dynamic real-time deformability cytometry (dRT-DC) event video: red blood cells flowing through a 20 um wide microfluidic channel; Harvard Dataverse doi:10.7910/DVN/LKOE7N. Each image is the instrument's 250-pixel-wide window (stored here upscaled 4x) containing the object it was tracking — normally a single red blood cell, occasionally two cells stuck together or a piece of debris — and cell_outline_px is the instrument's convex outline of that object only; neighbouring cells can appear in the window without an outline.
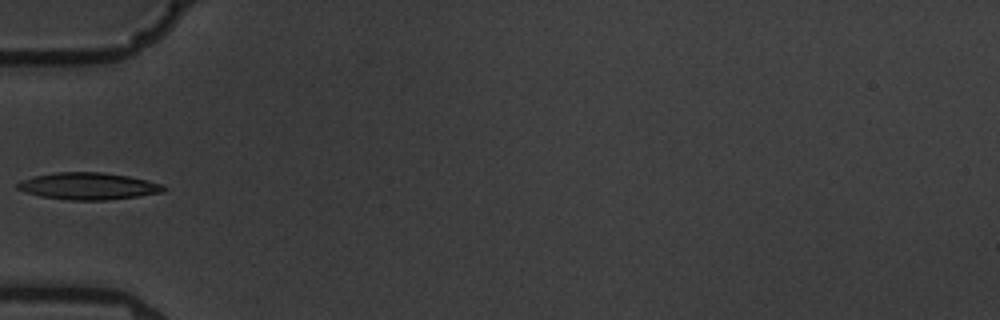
{"species": "common noctule bat (a hibernating species)", "species_latin": "Nyctalus noctula", "temperature_condition": "warm", "stored_images_in_passage": 6, "camera_frame_rate_fps": 3000, "um_per_image_px": 0.085, "animal": {"sex": "male", "body_mass_g": 19.5, "forearm_length_mm": 54.6}, "frame": {"image": 1, "passage_image": 6, "time_ms": 5.667, "image_size_px": [1000, 320], "cell_outline_px": [[168, 188], [164, 192], [140, 196], [108, 200], [68, 200], [44, 196], [28, 192], [16, 188], [16, 184], [20, 180], [32, 176], [56, 172], [100, 172], [128, 176], [148, 180], [160, 184]], "centroid_in_image_um": [7.53, 15.81], "position_along_channel_um": 77.5, "area_um2": 22.95}}